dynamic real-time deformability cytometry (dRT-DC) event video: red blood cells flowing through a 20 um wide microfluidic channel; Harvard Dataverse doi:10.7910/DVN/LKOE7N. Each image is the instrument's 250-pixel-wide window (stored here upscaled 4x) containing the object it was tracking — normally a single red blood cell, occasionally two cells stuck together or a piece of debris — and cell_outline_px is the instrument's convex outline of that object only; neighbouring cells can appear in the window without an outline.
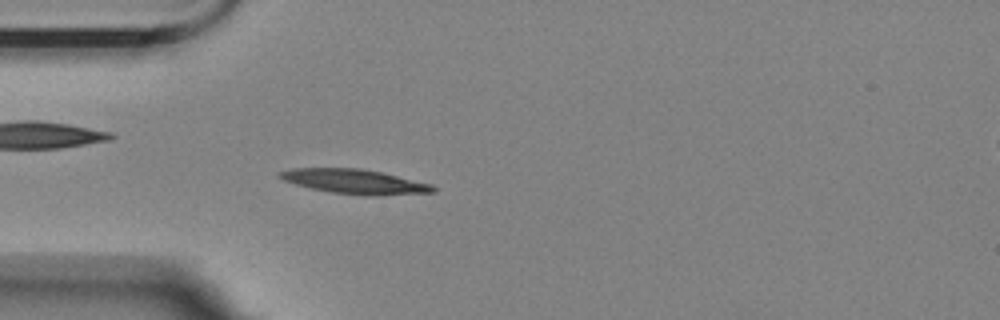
{"species": "Egyptian fruit bat (a non-hibernating species)", "species_latin": "Rousettus aegyptiacus", "temperature_condition": "room temperature", "stored_images_in_passage": 48, "camera_frame_rate_fps": 3000, "um_per_image_px": 0.085, "animal": {"sex": "female"}, "frame": {"image": 1, "passage_image": 7, "time_ms": 2.0, "image_size_px": [1000, 320], "cell_outline_px": [[436, 192], [376, 196], [368, 196], [332, 192], [312, 188], [296, 184], [284, 180], [276, 176], [276, 172], [292, 168], [360, 168], [384, 172], [432, 184], [436, 188]], "centroid_in_image_um": [30.17, 15.42], "position_along_channel_um": 54.8, "area_um2": 22.14}}
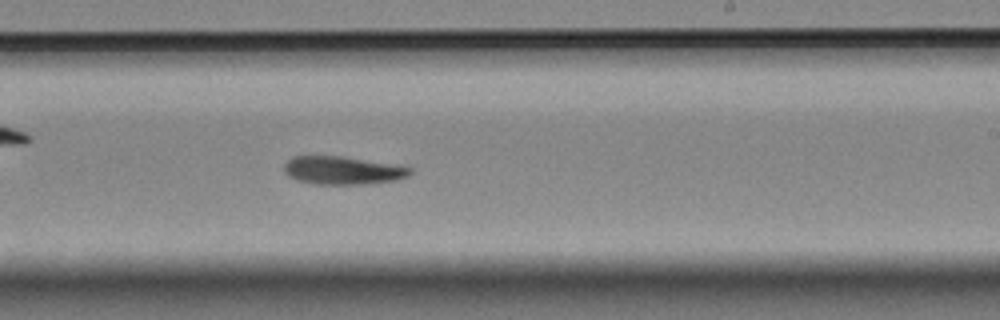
{"frame": {"image": 2, "passage_image": 25, "time_ms": 8.0, "image_size_px": [1000, 320], "cell_outline_px": [[412, 172], [408, 176], [396, 180], [372, 184], [312, 184], [296, 180], [288, 176], [284, 172], [284, 164], [292, 156], [340, 156], [404, 164], [412, 168]], "centroid_in_image_um": [29.19, 14.48], "position_along_channel_um": 259.8, "area_um2": 21.21}}
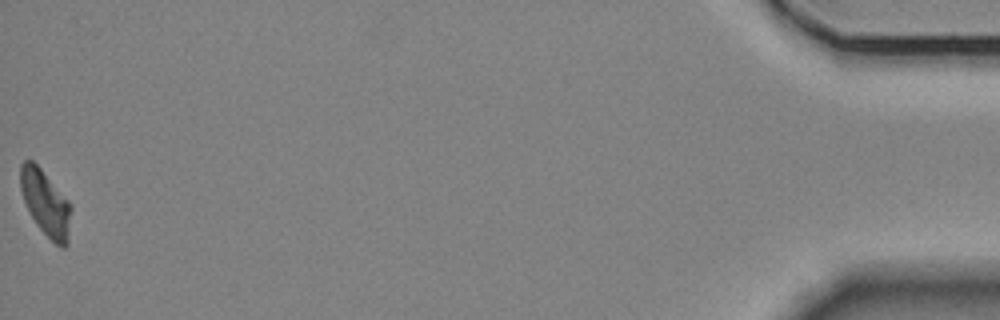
{"frame": {"image": 3, "passage_image": 48, "time_ms": 15.667, "image_size_px": [1000, 320], "cell_outline_px": [[72, 208], [68, 244], [64, 248], [60, 248], [36, 224], [24, 200], [20, 188], [20, 164], [24, 160], [32, 160], [40, 168], [72, 204]], "centroid_in_image_um": [3.9, 17.27], "position_along_channel_um": 431.3, "area_um2": 19.31}, "authors_computed_cell_mechanics": {"area_um2": 20.6635, "velocity_mm_per_s": 3.5055, "shape_relaxation_time_tau1_ms": 8.9777, "shape_relaxation_time_tau2_ms": null, "deformation_change_tau1": 0.2133, "deformation_change_tau2": null}}